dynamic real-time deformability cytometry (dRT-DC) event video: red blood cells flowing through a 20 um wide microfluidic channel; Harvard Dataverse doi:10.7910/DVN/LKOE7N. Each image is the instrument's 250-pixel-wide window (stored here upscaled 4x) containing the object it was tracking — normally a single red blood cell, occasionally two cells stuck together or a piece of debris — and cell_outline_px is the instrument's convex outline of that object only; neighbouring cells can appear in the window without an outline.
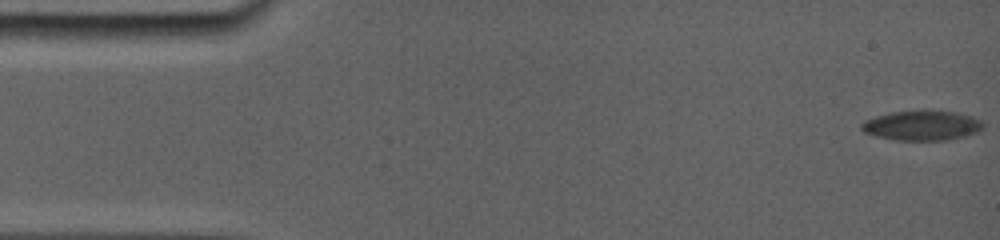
{"species": "common noctule bat (a hibernating species)", "species_latin": "Nyctalus noctula", "temperature_condition": "room temperature", "stored_images_in_passage": 21, "camera_frame_rate_fps": 5000, "um_per_image_px": 0.085, "animal": {"sex": "female", "body_mass_g": 19.0, "forearm_length_mm": 56.7}, "frame": {"image": 1, "passage_image": 1, "time_ms": 0.0, "image_size_px": [1000, 240], "cell_outline_px": [[980, 128], [972, 132], [956, 136], [936, 140], [904, 140], [880, 136], [864, 132], [860, 128], [868, 120], [880, 116], [896, 112], [952, 112], [968, 116], [976, 120], [980, 124]], "centroid_in_image_um": [78.27, 10.68], "position_along_channel_um": 6.7, "area_um2": 19.07}}
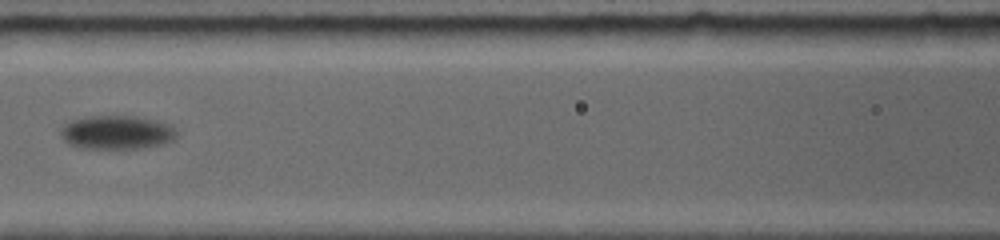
{"frame": {"image": 2, "passage_image": 18, "time_ms": 8.0, "image_size_px": [1000, 240], "cell_outline_px": [[172, 136], [168, 140], [148, 144], [116, 148], [84, 148], [68, 140], [64, 136], [64, 128], [72, 120], [92, 116], [128, 116], [148, 120], [164, 124], [172, 132]], "centroid_in_image_um": [9.79, 11.22], "position_along_channel_um": 156.8, "area_um2": 20.17}}
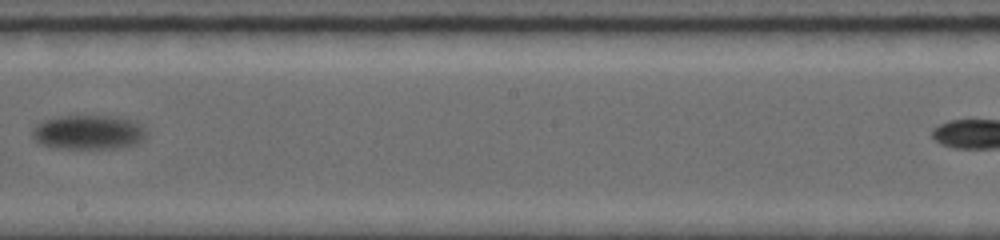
{"frame": {"image": 3, "passage_image": 20, "time_ms": 10.4, "image_size_px": [1000, 240], "cell_outline_px": [[144, 136], [136, 144], [116, 148], [52, 148], [40, 144], [32, 136], [32, 128], [40, 120], [60, 116], [108, 116], [136, 120], [144, 128]], "centroid_in_image_um": [7.45, 11.23], "position_along_channel_um": 240.7, "area_um2": 22.89}}